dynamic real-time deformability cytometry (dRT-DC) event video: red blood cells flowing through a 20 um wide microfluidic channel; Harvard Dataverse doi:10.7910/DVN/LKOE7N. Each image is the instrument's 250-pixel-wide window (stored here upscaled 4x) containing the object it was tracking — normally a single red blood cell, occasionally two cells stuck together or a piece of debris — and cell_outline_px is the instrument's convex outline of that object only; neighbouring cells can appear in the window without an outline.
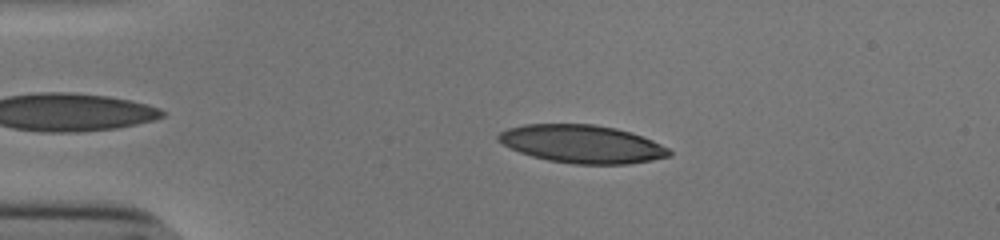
{"species": "human", "species_latin": "Homo sapiens", "temperature_condition": "cold", "stored_images_in_passage": 36, "camera_frame_rate_fps": 3000, "um_per_image_px": 0.085, "donor": {"sex": "male"}, "frame": {"image": 1, "passage_image": 1, "time_ms": 0.0, "image_size_px": [1000, 240], "cell_outline_px": [[672, 152], [668, 156], [652, 160], [628, 164], [572, 164], [548, 160], [532, 156], [520, 152], [496, 140], [496, 136], [500, 132], [508, 128], [524, 124], [592, 124], [616, 128], [632, 132], [652, 140], [668, 148]], "centroid_in_image_um": [49.46, 12.23], "position_along_channel_um": 35.5, "area_um2": 37.8}}
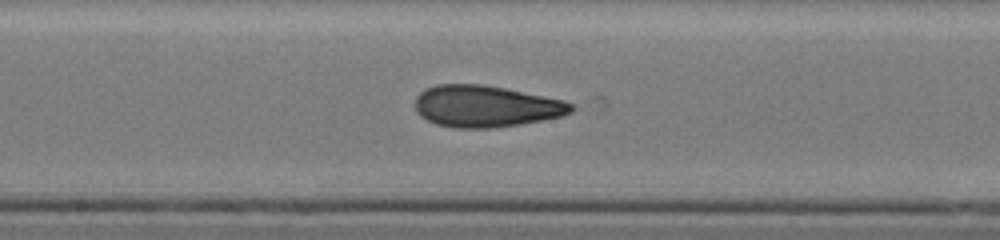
{"frame": {"image": 2, "passage_image": 18, "time_ms": 5.667, "image_size_px": [1000, 240], "cell_outline_px": [[576, 108], [572, 112], [560, 116], [520, 124], [492, 128], [456, 128], [436, 124], [420, 116], [416, 112], [416, 96], [420, 92], [436, 84], [480, 84], [504, 88], [564, 100], [576, 104]], "centroid_in_image_um": [41.3, 9.03], "position_along_channel_um": 206.9, "area_um2": 37.8}}
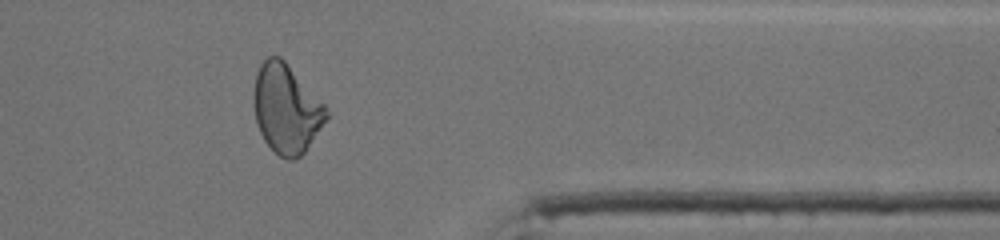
{"frame": {"image": 3, "passage_image": 33, "time_ms": 10.667, "image_size_px": [1000, 240], "cell_outline_px": [[328, 116], [304, 152], [300, 156], [292, 160], [284, 160], [264, 140], [256, 124], [252, 100], [252, 96], [256, 76], [260, 64], [268, 56], [280, 56], [284, 60], [328, 108]], "centroid_in_image_um": [24.3, 9.24], "position_along_channel_um": 387.1, "area_um2": 37.4}, "authors_computed_cell_mechanics": {"area_um2": 37.8012, "velocity_mm_per_s": 3.8643, "shape_relaxation_time_tau1_ms": 7.3141, "shape_relaxation_time_tau2_ms": 2.1258, "deformation_change_tau1": 0.2108, "deformation_change_tau2": 0.0986}}